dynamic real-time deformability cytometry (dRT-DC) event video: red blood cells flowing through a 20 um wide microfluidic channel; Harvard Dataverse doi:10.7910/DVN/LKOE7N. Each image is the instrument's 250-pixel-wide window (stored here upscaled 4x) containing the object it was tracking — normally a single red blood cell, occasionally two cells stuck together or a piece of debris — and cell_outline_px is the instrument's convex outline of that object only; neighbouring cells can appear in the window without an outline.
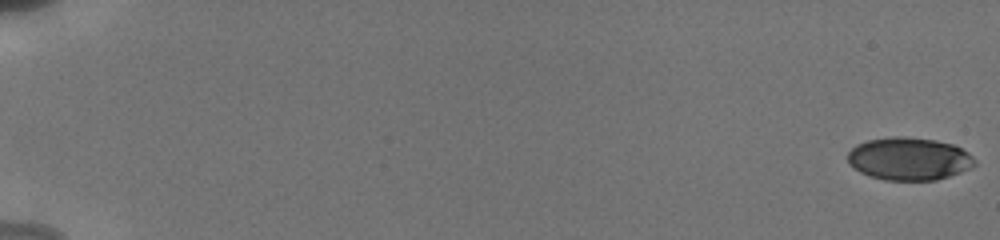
{"species": "human", "species_latin": "Homo sapiens", "temperature_condition": "cold", "stored_images_in_passage": 52, "camera_frame_rate_fps": 3000, "um_per_image_px": 0.085, "donor": {"sex": "male"}, "frame": {"image": 1, "passage_image": 1, "time_ms": 0.0, "image_size_px": [1000, 240], "cell_outline_px": [[976, 164], [960, 172], [936, 180], [884, 180], [868, 176], [860, 172], [848, 164], [848, 152], [856, 144], [868, 140], [892, 136], [904, 136], [936, 140], [952, 144], [968, 152], [976, 160]], "centroid_in_image_um": [77.24, 13.49], "position_along_channel_um": 7.8, "area_um2": 31.73}}
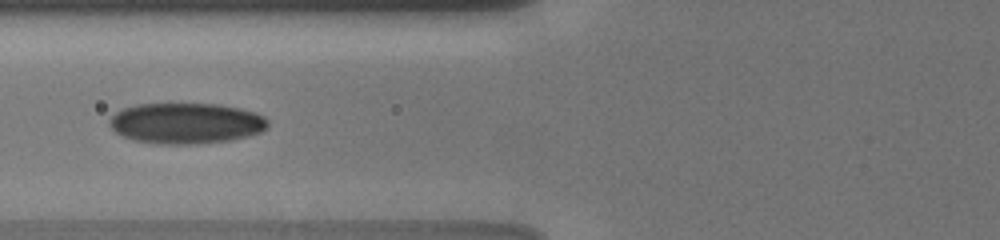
{"frame": {"image": 2, "passage_image": 21, "time_ms": 8.0, "image_size_px": [1000, 240], "cell_outline_px": [[268, 128], [260, 132], [248, 136], [232, 140], [196, 144], [160, 144], [132, 140], [116, 132], [108, 124], [108, 120], [116, 112], [124, 108], [136, 104], [220, 104], [240, 108], [256, 112], [264, 116], [268, 120]], "centroid_in_image_um": [15.84, 10.48], "position_along_channel_um": 110.0, "area_um2": 37.92}}
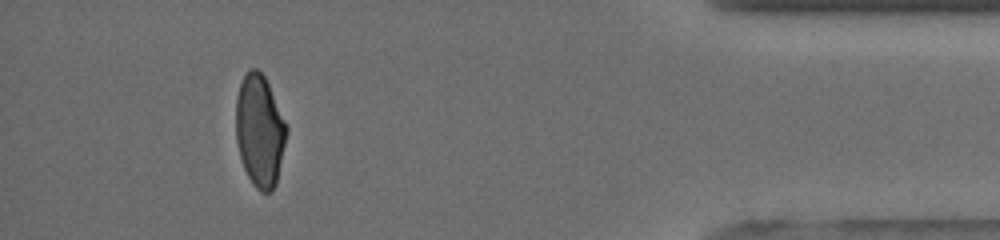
{"frame": {"image": 3, "passage_image": 49, "time_ms": 17.0, "image_size_px": [1000, 240], "cell_outline_px": [[288, 132], [276, 184], [272, 192], [260, 192], [252, 184], [244, 168], [240, 156], [236, 140], [236, 96], [240, 84], [248, 68], [256, 68], [264, 76], [268, 84], [288, 128]], "centroid_in_image_um": [22.07, 11.13], "position_along_channel_um": 413.1, "area_um2": 33.06}, "authors_computed_cell_mechanics": {"area_um2": 34.5066, "velocity_mm_per_s": 3.8528, "shape_relaxation_time_tau1_ms": 5.7331, "shape_relaxation_time_tau2_ms": 1.2146, "deformation_change_tau1": 0.1569, "deformation_change_tau2": 0.0549}}